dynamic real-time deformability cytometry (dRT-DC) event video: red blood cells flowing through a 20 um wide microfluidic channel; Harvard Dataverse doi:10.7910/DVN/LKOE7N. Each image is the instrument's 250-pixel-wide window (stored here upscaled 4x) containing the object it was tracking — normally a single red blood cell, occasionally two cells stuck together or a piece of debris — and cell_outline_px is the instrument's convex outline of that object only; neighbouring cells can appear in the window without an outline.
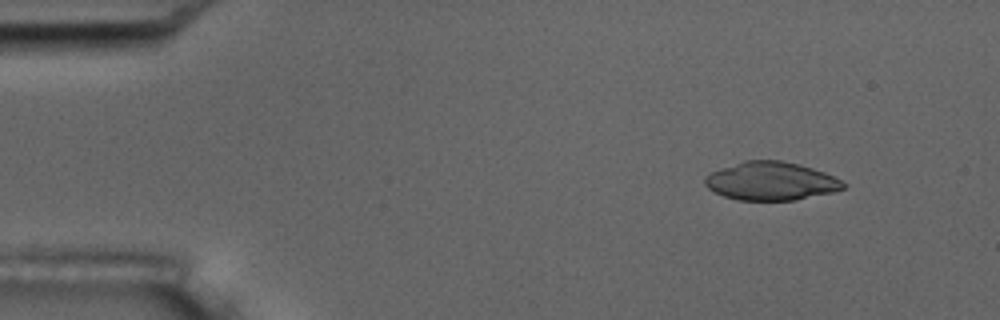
{"species": "common noctule bat (a hibernating species)", "species_latin": "Nyctalus noctula", "temperature_condition": "room temperature", "stored_images_in_passage": 9, "camera_frame_rate_fps": 3000, "um_per_image_px": 0.085, "animal": {"sex": "male", "body_mass_g": 17.5, "forearm_length_mm": 52.3}, "frame": {"image": 1, "passage_image": 2, "time_ms": 1.0, "image_size_px": [1000, 320], "cell_outline_px": [[848, 184], [844, 188], [832, 192], [796, 200], [736, 200], [724, 196], [708, 188], [704, 184], [704, 176], [720, 168], [744, 160], [780, 160], [800, 164], [824, 172]], "centroid_in_image_um": [65.52, 15.39], "position_along_channel_um": 19.5, "area_um2": 30.92}}